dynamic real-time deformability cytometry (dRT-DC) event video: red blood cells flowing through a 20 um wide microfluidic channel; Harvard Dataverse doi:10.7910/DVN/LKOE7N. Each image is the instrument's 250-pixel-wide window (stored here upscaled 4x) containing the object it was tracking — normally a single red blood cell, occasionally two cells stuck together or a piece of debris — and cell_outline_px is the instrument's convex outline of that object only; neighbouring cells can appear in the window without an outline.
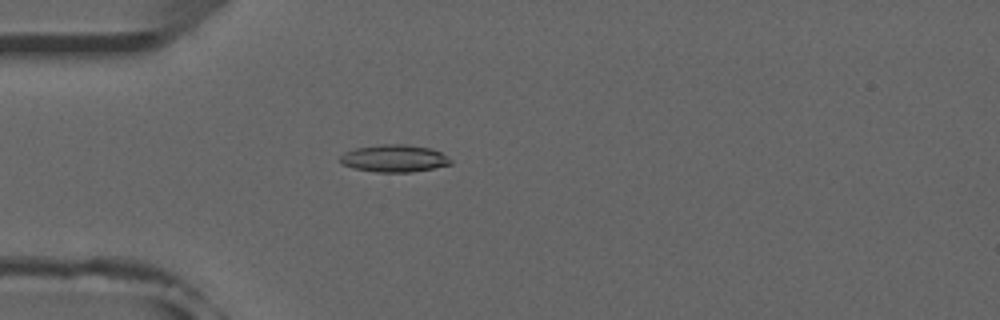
{"species": "common noctule bat (a hibernating species)", "species_latin": "Nyctalus noctula", "temperature_condition": "room temperature", "stored_images_in_passage": 51, "camera_frame_rate_fps": 3000, "um_per_image_px": 0.085, "animal": {"sex": "male", "forearm_length_mm": 52.5}, "frame": {"image": 1, "passage_image": 14, "time_ms": 4.333, "image_size_px": [1000, 320], "cell_outline_px": [[452, 164], [412, 172], [376, 172], [352, 168], [344, 164], [340, 160], [340, 156], [344, 152], [356, 148], [384, 144], [408, 144], [432, 148], [440, 152], [452, 160]], "centroid_in_image_um": [33.52, 13.46], "position_along_channel_um": 51.5, "area_um2": 17.57}}
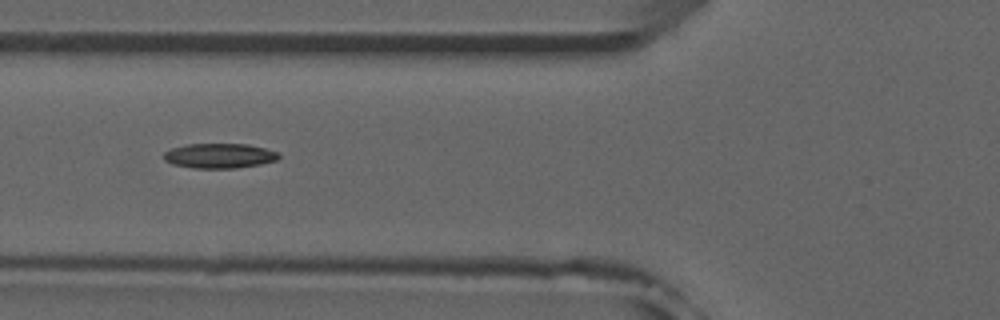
{"frame": {"image": 2, "passage_image": 19, "time_ms": 6.0, "image_size_px": [1000, 320], "cell_outline_px": [[280, 156], [276, 160], [260, 164], [236, 168], [192, 168], [172, 164], [164, 160], [164, 152], [172, 148], [188, 144], [248, 144], [280, 152]], "centroid_in_image_um": [18.65, 13.24], "position_along_channel_um": 107.1, "area_um2": 16.65}}
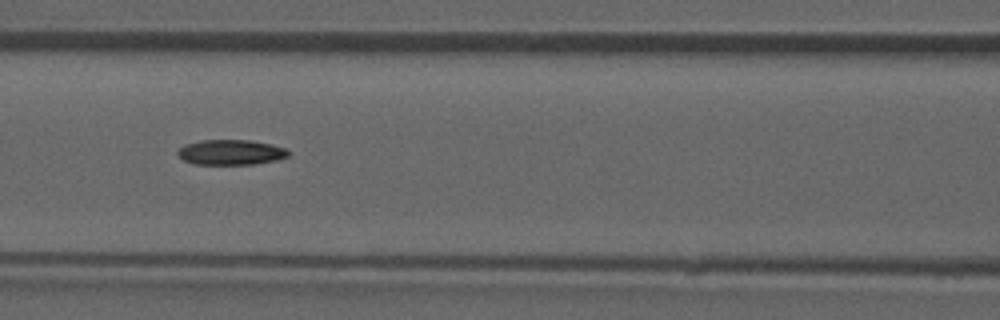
{"frame": {"image": 3, "passage_image": 22, "time_ms": 7.0, "image_size_px": [1000, 320], "cell_outline_px": [[292, 152], [288, 156], [276, 160], [256, 164], [192, 164], [184, 160], [176, 152], [184, 144], [200, 140], [248, 140], [272, 144], [288, 148]], "centroid_in_image_um": [19.66, 12.94], "position_along_channel_um": 146.9, "area_um2": 16.42}, "authors_computed_cell_mechanics": {"area_um2": 16.6464, "velocity_mm_per_s": 3.9428, "shape_relaxation_time_tau1_ms": 7.8934, "shape_relaxation_time_tau2_ms": null, "deformation_change_tau1": 0.1646, "deformation_change_tau2": null}}